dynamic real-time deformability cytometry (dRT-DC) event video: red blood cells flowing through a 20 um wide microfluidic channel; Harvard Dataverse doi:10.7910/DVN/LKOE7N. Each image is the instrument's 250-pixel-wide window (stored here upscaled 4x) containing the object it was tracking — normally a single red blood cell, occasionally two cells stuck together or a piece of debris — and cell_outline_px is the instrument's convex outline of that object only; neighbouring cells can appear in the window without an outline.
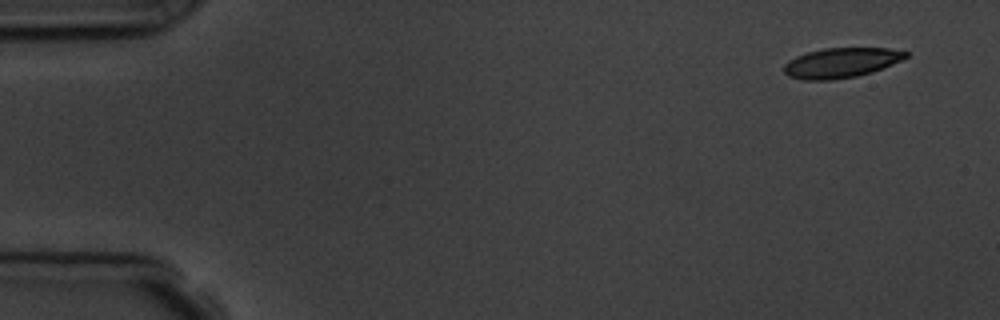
{"species": "common noctule bat (a hibernating species)", "species_latin": "Nyctalus noctula", "temperature_condition": "room temperature", "stored_images_in_passage": 6, "camera_frame_rate_fps": 3000, "um_per_image_px": 0.085, "animal": {"sex": "male", "body_mass_g": 19.5, "forearm_length_mm": 54.6}, "frame": {"image": 1, "passage_image": 1, "time_ms": 0.0, "image_size_px": [1000, 320], "cell_outline_px": [[908, 56], [904, 60], [872, 72], [856, 76], [828, 80], [804, 80], [788, 76], [784, 72], [784, 64], [788, 60], [796, 56], [808, 52], [824, 48], [888, 48], [908, 52]], "centroid_in_image_um": [71.5, 5.33], "position_along_channel_um": 13.5, "area_um2": 21.27}}